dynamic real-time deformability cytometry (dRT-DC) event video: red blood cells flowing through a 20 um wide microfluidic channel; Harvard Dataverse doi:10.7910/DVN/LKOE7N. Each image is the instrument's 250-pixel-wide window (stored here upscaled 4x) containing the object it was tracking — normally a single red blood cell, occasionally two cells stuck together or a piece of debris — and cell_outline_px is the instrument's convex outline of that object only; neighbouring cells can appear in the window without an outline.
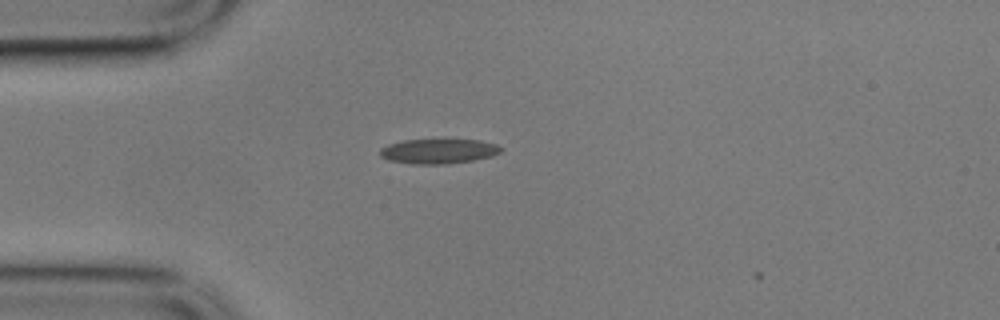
{"species": "common noctule bat (a hibernating species)", "species_latin": "Nyctalus noctula", "temperature_condition": "cold", "stored_images_in_passage": 2, "camera_frame_rate_fps": 3000, "um_per_image_px": 0.085, "animal": {"sex": "male", "body_mass_g": 17.9}, "frame": {"image": 1, "passage_image": 1, "time_ms": 0.0, "image_size_px": [1000, 320], "cell_outline_px": [[504, 148], [500, 152], [492, 156], [472, 160], [444, 164], [412, 164], [388, 160], [380, 156], [380, 148], [388, 144], [404, 140], [480, 140], [496, 144]], "centroid_in_image_um": [37.26, 12.85], "position_along_channel_um": 47.7, "area_um2": 17.4}}